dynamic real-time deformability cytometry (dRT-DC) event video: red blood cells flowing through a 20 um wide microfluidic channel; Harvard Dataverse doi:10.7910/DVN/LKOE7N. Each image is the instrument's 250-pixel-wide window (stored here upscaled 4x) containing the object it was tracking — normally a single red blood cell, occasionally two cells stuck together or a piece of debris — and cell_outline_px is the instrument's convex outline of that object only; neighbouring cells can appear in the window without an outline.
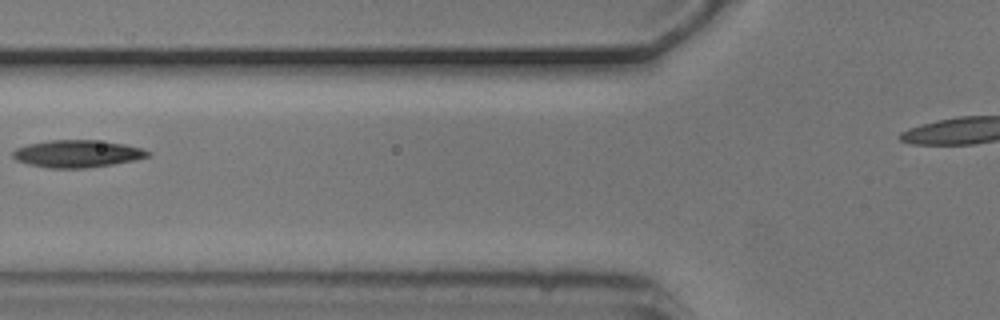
{"species": "common noctule bat (a hibernating species)", "species_latin": "Nyctalus noctula", "temperature_condition": "cold", "stored_images_in_passage": 4, "segment_of_instrument_passage": [1, 2], "camera_frame_rate_fps": 3000, "um_per_image_px": 0.085, "animal": {"sex": "male", "body_mass_g": 20.5, "forearm_length_mm": 52.5}, "frame": {"image": 1, "passage_image": 3, "time_ms": 0.667, "image_size_px": [1000, 320], "cell_outline_px": [[152, 152], [148, 156], [136, 160], [88, 168], [48, 168], [28, 164], [16, 160], [12, 156], [12, 152], [16, 148], [28, 144], [48, 140], [96, 140], [124, 144], [140, 148]], "centroid_in_image_um": [6.55, 13.07], "position_along_channel_um": 119.3, "area_um2": 21.5}}